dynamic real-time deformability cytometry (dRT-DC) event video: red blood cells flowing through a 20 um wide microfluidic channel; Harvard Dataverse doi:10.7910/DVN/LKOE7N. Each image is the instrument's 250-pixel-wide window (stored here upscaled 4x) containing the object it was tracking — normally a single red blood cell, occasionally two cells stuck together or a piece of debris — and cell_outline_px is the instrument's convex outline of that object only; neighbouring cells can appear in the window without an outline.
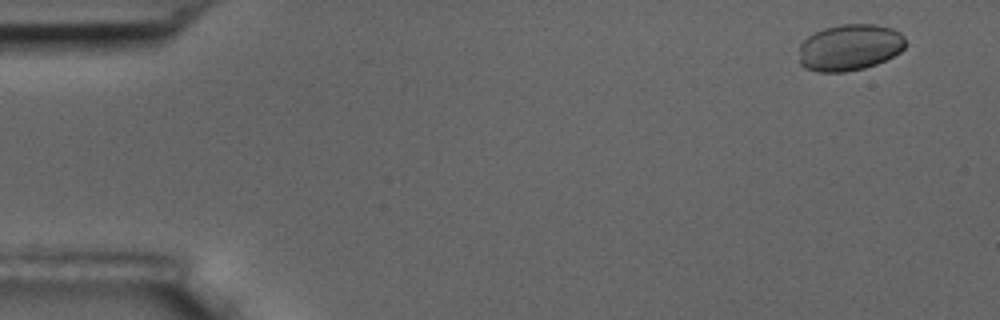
{"species": "common noctule bat (a hibernating species)", "species_latin": "Nyctalus noctula", "temperature_condition": "room temperature", "stored_images_in_passage": 6, "camera_frame_rate_fps": 3000, "um_per_image_px": 0.085, "animal": {"sex": "male", "body_mass_g": 17.5, "forearm_length_mm": 52.3}, "frame": {"image": 1, "passage_image": 1, "time_ms": 0.0, "image_size_px": [1000, 320], "cell_outline_px": [[908, 44], [900, 52], [876, 64], [864, 68], [844, 72], [816, 72], [804, 68], [800, 64], [800, 44], [808, 36], [824, 28], [840, 24], [876, 24], [892, 28], [900, 32], [904, 36]], "centroid_in_image_um": [72.24, 4.03], "position_along_channel_um": 12.8, "area_um2": 29.07}}